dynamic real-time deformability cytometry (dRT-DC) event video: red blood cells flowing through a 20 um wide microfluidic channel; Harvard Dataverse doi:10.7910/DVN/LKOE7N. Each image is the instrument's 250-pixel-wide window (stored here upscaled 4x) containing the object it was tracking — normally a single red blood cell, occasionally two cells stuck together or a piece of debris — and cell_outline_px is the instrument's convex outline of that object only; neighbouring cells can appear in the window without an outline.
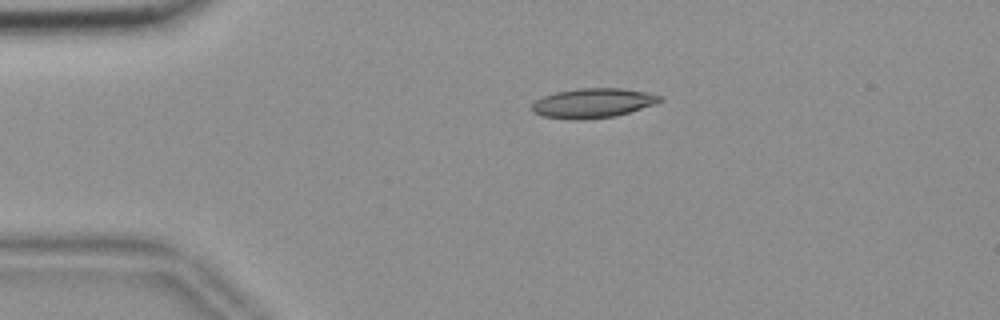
{"species": "common noctule bat (a hibernating species)", "species_latin": "Nyctalus noctula", "temperature_condition": "room temperature", "stored_images_in_passage": 44, "camera_frame_rate_fps": 3000, "um_per_image_px": 0.085, "animal": {"sex": "female", "body_mass_g": 18.4}, "frame": {"image": 1, "passage_image": 1, "time_ms": 0.0, "image_size_px": [1000, 320], "cell_outline_px": [[664, 100], [656, 104], [616, 116], [580, 120], [572, 120], [540, 116], [532, 112], [532, 104], [536, 100], [544, 96], [556, 92], [576, 88], [620, 88], [644, 92], [664, 96]], "centroid_in_image_um": [50.4, 8.77], "position_along_channel_um": 34.6, "area_um2": 22.25}}
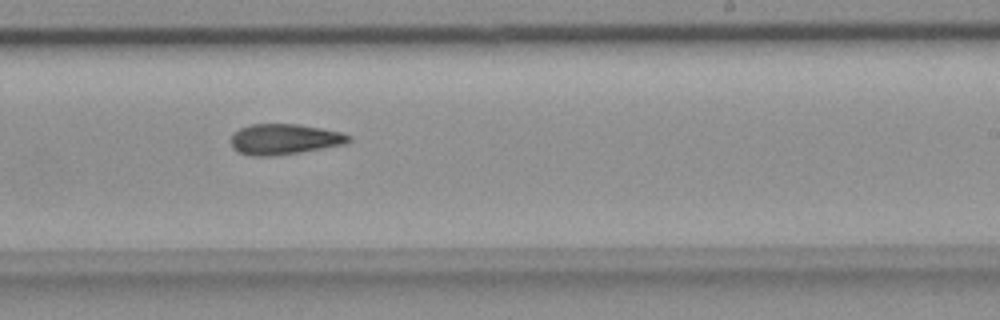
{"frame": {"image": 2, "passage_image": 23, "time_ms": 7.333, "image_size_px": [1000, 320], "cell_outline_px": [[352, 140], [344, 144], [324, 148], [276, 156], [252, 156], [236, 152], [232, 148], [232, 132], [248, 124], [300, 124], [344, 132], [352, 136]], "centroid_in_image_um": [24.18, 11.83], "position_along_channel_um": 264.8, "area_um2": 21.39}}
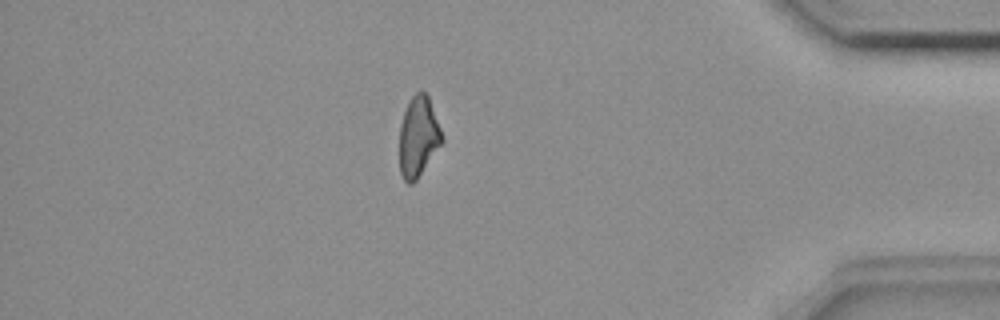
{"frame": {"image": 3, "passage_image": 37, "time_ms": 12.0, "image_size_px": [1000, 320], "cell_outline_px": [[444, 140], [416, 180], [412, 184], [408, 184], [404, 180], [400, 172], [400, 124], [404, 112], [412, 96], [420, 88], [428, 96], [444, 136]], "centroid_in_image_um": [35.56, 11.61], "position_along_channel_um": 399.6, "area_um2": 19.83}, "authors_computed_cell_mechanics": {"area_um2": 21.0681, "velocity_mm_per_s": 3.6952, "shape_relaxation_time_tau1_ms": null, "shape_relaxation_time_tau2_ms": 6.4389, "deformation_change_tau1": null, "deformation_change_tau2": 0.1599}}